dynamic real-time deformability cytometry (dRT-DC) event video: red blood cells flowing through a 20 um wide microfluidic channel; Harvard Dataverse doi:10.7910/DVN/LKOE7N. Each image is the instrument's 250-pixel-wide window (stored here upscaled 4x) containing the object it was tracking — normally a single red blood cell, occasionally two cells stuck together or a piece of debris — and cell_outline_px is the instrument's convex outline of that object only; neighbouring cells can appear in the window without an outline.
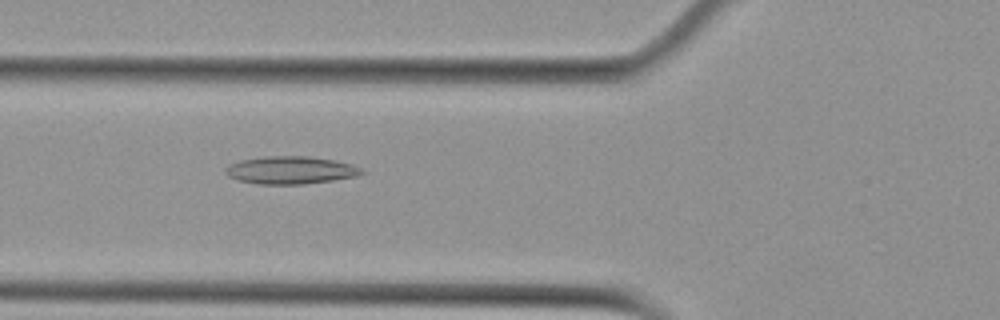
{"species": "Egyptian fruit bat (a non-hibernating species)", "species_latin": "Rousettus aegyptiacus", "temperature_condition": "cold", "stored_images_in_passage": 54, "camera_frame_rate_fps": 3000, "um_per_image_px": 0.085, "animal": {"sex": "female"}, "frame": {"image": 1, "passage_image": 20, "time_ms": 6.333, "image_size_px": [1000, 320], "cell_outline_px": [[364, 172], [356, 176], [332, 180], [304, 184], [256, 184], [236, 180], [228, 176], [224, 172], [224, 168], [228, 164], [240, 160], [264, 156], [308, 156], [336, 160], [352, 164], [360, 168]], "centroid_in_image_um": [24.64, 14.46], "position_along_channel_um": 101.2, "area_um2": 22.14}}
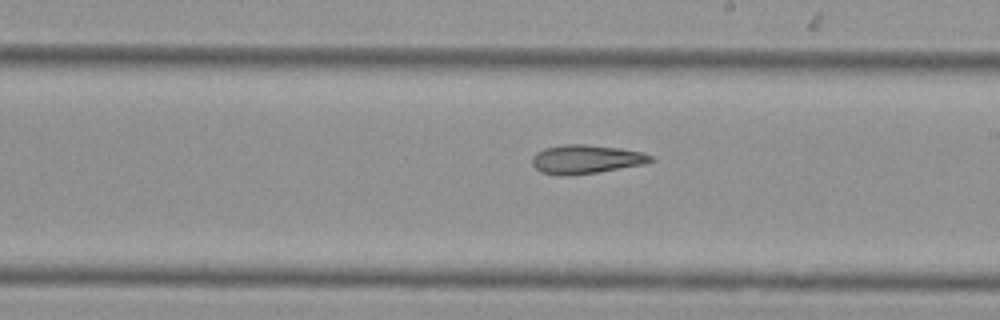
{"frame": {"image": 2, "passage_image": 31, "time_ms": 10.0, "image_size_px": [1000, 320], "cell_outline_px": [[656, 160], [648, 164], [596, 172], [568, 176], [560, 176], [540, 172], [532, 164], [532, 156], [536, 152], [544, 148], [564, 144], [588, 144], [620, 148], [644, 152], [652, 156]], "centroid_in_image_um": [49.84, 13.53], "position_along_channel_um": 239.2, "area_um2": 20.29}}
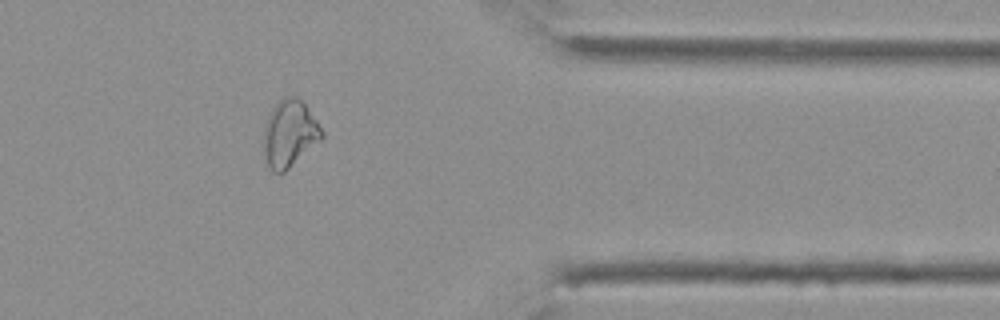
{"frame": {"image": 3, "passage_image": 44, "time_ms": 14.333, "image_size_px": [1000, 320], "cell_outline_px": [[324, 136], [320, 140], [284, 172], [272, 172], [264, 156], [264, 124], [272, 108], [284, 96], [296, 96], [304, 104], [316, 120], [324, 132]], "centroid_in_image_um": [24.59, 11.35], "position_along_channel_um": 386.8, "area_um2": 22.31}, "authors_computed_cell_mechanics": {"area_um2": 22.7732, "velocity_mm_per_s": 3.7746, "shape_relaxation_time_tau1_ms": null, "shape_relaxation_time_tau2_ms": 5.8319, "deformation_change_tau1": null, "deformation_change_tau2": 0.162}}